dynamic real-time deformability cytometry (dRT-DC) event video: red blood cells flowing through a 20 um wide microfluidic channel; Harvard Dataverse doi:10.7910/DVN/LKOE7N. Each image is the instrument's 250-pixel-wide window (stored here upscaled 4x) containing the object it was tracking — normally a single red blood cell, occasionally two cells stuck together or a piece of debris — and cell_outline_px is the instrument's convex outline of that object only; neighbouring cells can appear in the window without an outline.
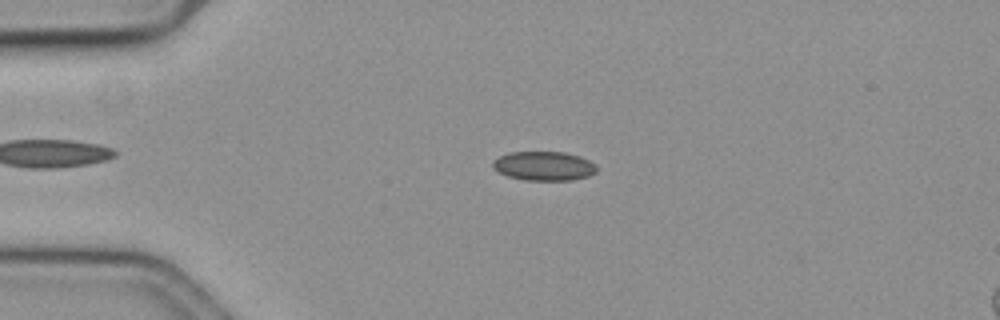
{"species": "common noctule bat (a hibernating species)", "species_latin": "Nyctalus noctula", "temperature_condition": "cold", "stored_images_in_passage": 52, "camera_frame_rate_fps": 3000, "um_per_image_px": 0.085, "animal": {"sex": "female", "body_mass_g": 19.3, "forearm_length_mm": 54.1}, "frame": {"image": 1, "passage_image": 8, "time_ms": 2.333, "image_size_px": [1000, 320], "cell_outline_px": [[596, 172], [588, 176], [572, 180], [524, 180], [508, 176], [492, 168], [492, 160], [508, 152], [564, 152], [580, 156], [596, 164]], "centroid_in_image_um": [46.22, 14.1], "position_along_channel_um": 38.8, "area_um2": 17.69}}
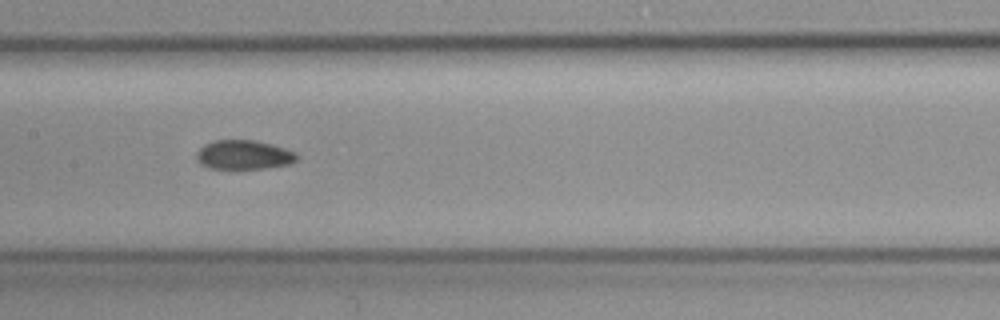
{"frame": {"image": 2, "passage_image": 23, "time_ms": 7.333, "image_size_px": [1000, 320], "cell_outline_px": [[300, 156], [292, 164], [264, 168], [208, 168], [200, 164], [196, 160], [196, 152], [204, 144], [212, 140], [256, 140], [272, 144], [296, 152]], "centroid_in_image_um": [20.72, 13.15], "position_along_channel_um": 186.7, "area_um2": 17.28}}
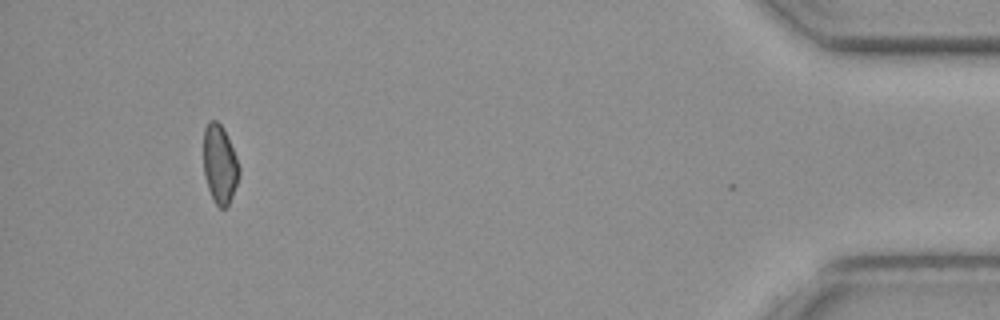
{"frame": {"image": 3, "passage_image": 48, "time_ms": 15.667, "image_size_px": [1000, 320], "cell_outline_px": [[240, 172], [228, 208], [220, 208], [216, 204], [208, 188], [204, 176], [204, 128], [208, 120], [216, 120], [224, 128], [240, 168]], "centroid_in_image_um": [18.67, 13.95], "position_along_channel_um": 416.5, "area_um2": 16.24}, "authors_computed_cell_mechanics": {"area_um2": 17.34, "velocity_mm_per_s": 3.6318, "shape_relaxation_time_tau1_ms": null, "shape_relaxation_time_tau2_ms": 3.2649, "deformation_change_tau1": null, "deformation_change_tau2": 0.0792}}